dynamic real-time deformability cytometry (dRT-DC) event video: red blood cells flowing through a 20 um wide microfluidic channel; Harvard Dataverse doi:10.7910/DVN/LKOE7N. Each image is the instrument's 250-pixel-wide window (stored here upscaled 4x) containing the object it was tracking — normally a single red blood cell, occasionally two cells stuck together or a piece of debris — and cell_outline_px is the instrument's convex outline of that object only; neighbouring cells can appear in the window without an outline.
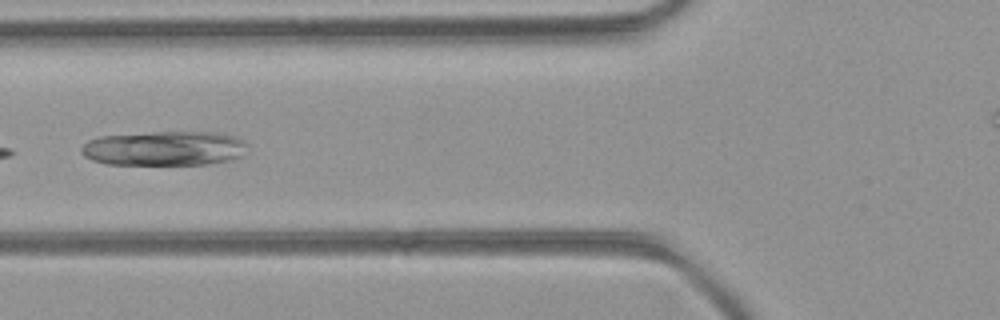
{"species": "common noctule bat (a hibernating species)", "species_latin": "Nyctalus noctula", "temperature_condition": "room temperature", "stored_images_in_passage": 33, "camera_frame_rate_fps": 3000, "um_per_image_px": 0.085, "animal": {"sex": "female", "body_mass_g": 21.9}, "frame": {"image": 1, "passage_image": 5, "time_ms": 1.333, "image_size_px": [1000, 320], "cell_outline_px": [[248, 144], [244, 156], [228, 160], [208, 164], [108, 164], [92, 160], [84, 156], [80, 152], [80, 148], [88, 140], [100, 136], [152, 132], [212, 132], [232, 136], [244, 140]], "centroid_in_image_um": [13.97, 12.61], "position_along_channel_um": 111.8, "area_um2": 33.52}}
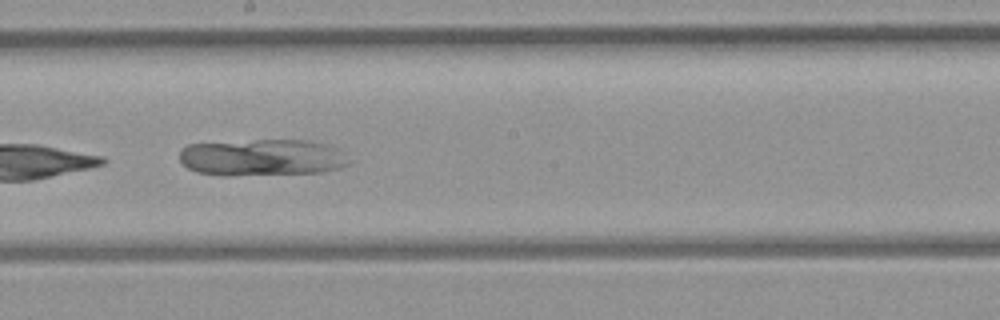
{"frame": {"image": 2, "passage_image": 13, "time_ms": 4.0, "image_size_px": [1000, 320], "cell_outline_px": [[348, 164], [340, 168], [324, 172], [228, 176], [220, 176], [196, 172], [188, 168], [180, 160], [180, 152], [188, 144], [256, 140], [304, 140], [324, 144], [340, 148]], "centroid_in_image_um": [22.25, 13.4], "position_along_channel_um": 225.9, "area_um2": 36.3}}
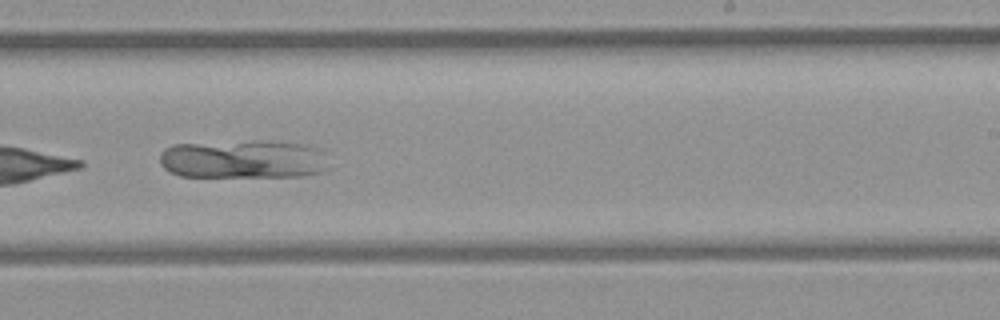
{"frame": {"image": 3, "passage_image": 16, "time_ms": 5.0, "image_size_px": [1000, 320], "cell_outline_px": [[328, 168], [320, 172], [304, 176], [180, 176], [168, 172], [160, 164], [160, 152], [164, 148], [172, 144], [256, 140], [276, 140], [304, 144], [316, 148]], "centroid_in_image_um": [20.59, 13.51], "position_along_channel_um": 268.4, "area_um2": 38.15}}